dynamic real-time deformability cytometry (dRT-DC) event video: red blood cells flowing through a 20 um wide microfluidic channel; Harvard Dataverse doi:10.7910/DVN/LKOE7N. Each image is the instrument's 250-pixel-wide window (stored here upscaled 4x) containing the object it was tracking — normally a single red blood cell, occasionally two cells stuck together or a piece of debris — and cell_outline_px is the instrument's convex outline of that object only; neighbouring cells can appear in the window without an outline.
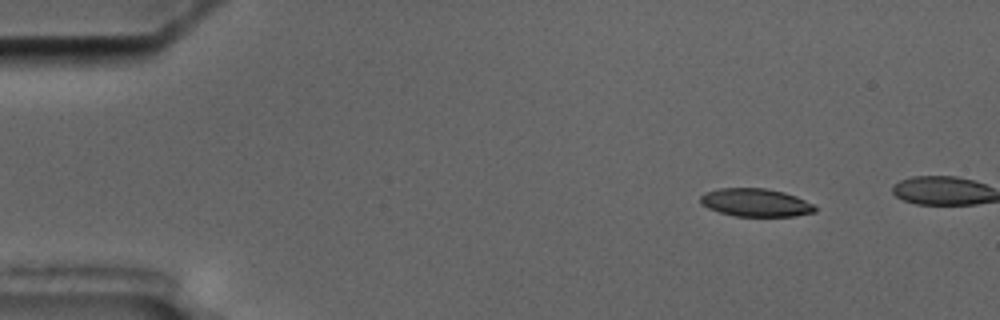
{"species": "common noctule bat (a hibernating species)", "species_latin": "Nyctalus noctula", "temperature_condition": "cold", "stored_images_in_passage": 2, "camera_frame_rate_fps": 3000, "um_per_image_px": 0.085, "animal": {"sex": "male", "body_mass_g": 17.5, "forearm_length_mm": 52.3}, "frame": {"image": 1, "passage_image": 1, "time_ms": 0.0, "image_size_px": [1000, 320], "cell_outline_px": [[816, 212], [792, 216], [736, 216], [720, 212], [708, 208], [700, 204], [700, 196], [704, 192], [720, 188], [764, 188], [784, 192], [796, 196], [812, 204], [816, 208]], "centroid_in_image_um": [64.2, 17.21], "position_along_channel_um": 20.8, "area_um2": 18.67}}